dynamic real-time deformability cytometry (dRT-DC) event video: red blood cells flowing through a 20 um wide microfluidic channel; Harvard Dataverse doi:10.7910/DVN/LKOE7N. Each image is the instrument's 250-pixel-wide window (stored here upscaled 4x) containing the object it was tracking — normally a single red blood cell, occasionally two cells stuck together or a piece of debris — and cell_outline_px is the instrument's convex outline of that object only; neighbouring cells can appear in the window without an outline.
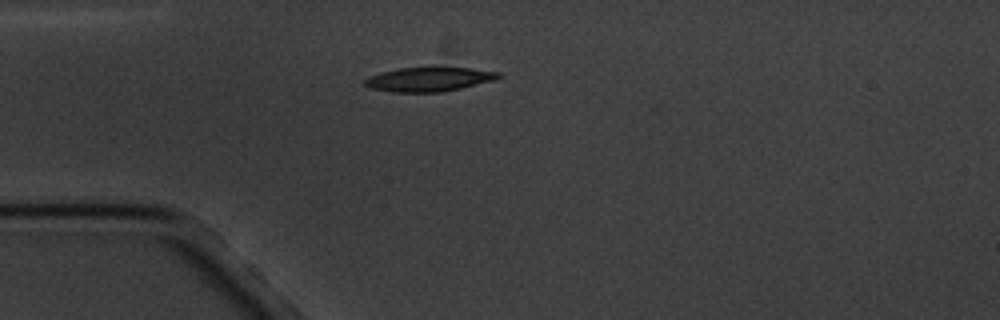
{"species": "common noctule bat (a hibernating species)", "species_latin": "Nyctalus noctula", "temperature_condition": "cold", "stored_images_in_passage": 1, "camera_frame_rate_fps": 3000, "um_per_image_px": 0.085, "animal": {"sex": "male", "body_mass_g": 20.1, "forearm_length_mm": 53.5}, "frame": {"image": 1, "passage_image": 1, "time_ms": 0.0, "image_size_px": [1000, 320], "cell_outline_px": [[504, 76], [496, 80], [460, 88], [440, 92], [392, 92], [368, 88], [364, 84], [364, 80], [368, 76], [380, 72], [400, 68], [432, 64], [436, 64], [472, 68], [500, 72]], "centroid_in_image_um": [36.49, 6.68], "position_along_channel_um": 48.5, "area_um2": 20.0}}